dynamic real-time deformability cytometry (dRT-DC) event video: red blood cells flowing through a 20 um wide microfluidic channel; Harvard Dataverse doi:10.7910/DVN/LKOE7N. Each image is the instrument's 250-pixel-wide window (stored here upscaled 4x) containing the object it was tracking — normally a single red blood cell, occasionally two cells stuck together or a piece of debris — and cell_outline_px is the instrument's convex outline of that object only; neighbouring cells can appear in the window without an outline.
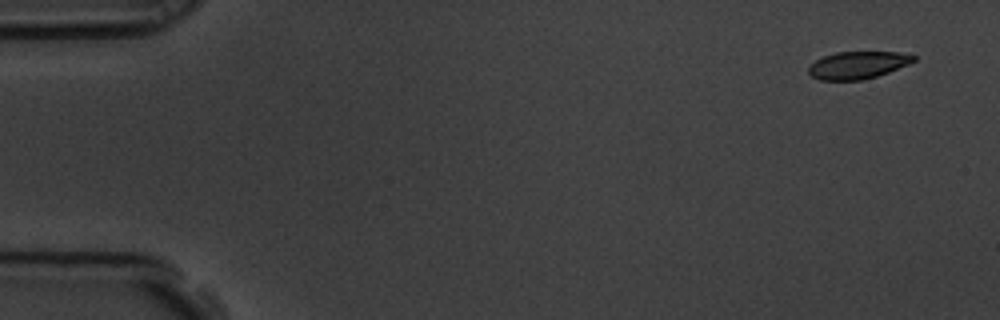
{"species": "common noctule bat (a hibernating species)", "species_latin": "Nyctalus noctula", "temperature_condition": "room temperature", "stored_images_in_passage": 5, "camera_frame_rate_fps": 3000, "um_per_image_px": 0.085, "animal": {"sex": "male", "body_mass_g": 19.5, "forearm_length_mm": 54.6}, "frame": {"image": 1, "passage_image": 1, "time_ms": 0.0, "image_size_px": [1000, 320], "cell_outline_px": [[916, 60], [908, 64], [888, 72], [876, 76], [860, 80], [820, 80], [812, 76], [808, 72], [808, 68], [816, 60], [824, 56], [836, 52], [900, 52], [916, 56]], "centroid_in_image_um": [72.91, 5.53], "position_along_channel_um": 12.1, "area_um2": 16.59}}
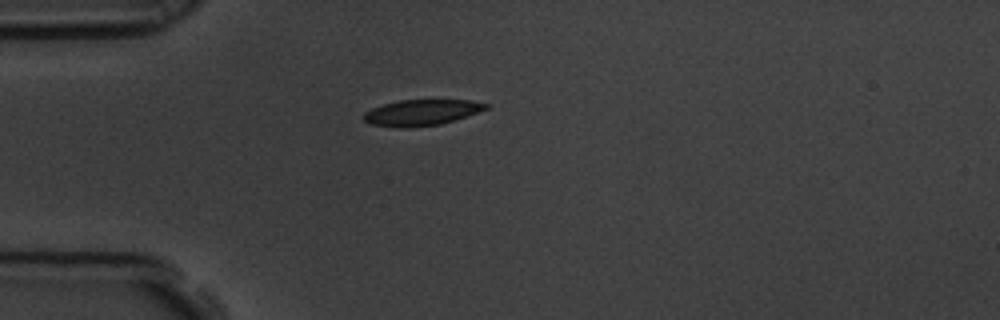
{"frame": {"image": 2, "passage_image": 5, "time_ms": 1.333, "image_size_px": [1000, 320], "cell_outline_px": [[492, 104], [488, 108], [440, 124], [408, 128], [396, 128], [368, 124], [364, 120], [364, 112], [372, 108], [384, 104], [400, 100], [468, 100]], "centroid_in_image_um": [35.78, 9.57], "position_along_channel_um": 49.2, "area_um2": 18.38}}